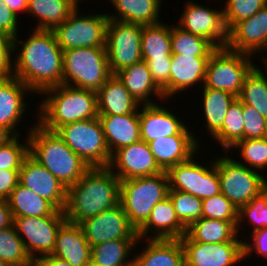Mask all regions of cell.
<instances>
[{"instance_id":"cell-52","label":"cell","mask_w":267,"mask_h":266,"mask_svg":"<svg viewBox=\"0 0 267 266\" xmlns=\"http://www.w3.org/2000/svg\"><path fill=\"white\" fill-rule=\"evenodd\" d=\"M19 183V170L0 169V199H7Z\"/></svg>"},{"instance_id":"cell-21","label":"cell","mask_w":267,"mask_h":266,"mask_svg":"<svg viewBox=\"0 0 267 266\" xmlns=\"http://www.w3.org/2000/svg\"><path fill=\"white\" fill-rule=\"evenodd\" d=\"M267 47V5L250 18L236 23L228 31L226 48L257 56Z\"/></svg>"},{"instance_id":"cell-18","label":"cell","mask_w":267,"mask_h":266,"mask_svg":"<svg viewBox=\"0 0 267 266\" xmlns=\"http://www.w3.org/2000/svg\"><path fill=\"white\" fill-rule=\"evenodd\" d=\"M108 168L120 179L128 180L164 172L157 164L148 143L143 140L116 150Z\"/></svg>"},{"instance_id":"cell-50","label":"cell","mask_w":267,"mask_h":266,"mask_svg":"<svg viewBox=\"0 0 267 266\" xmlns=\"http://www.w3.org/2000/svg\"><path fill=\"white\" fill-rule=\"evenodd\" d=\"M14 38L0 31V78L13 76Z\"/></svg>"},{"instance_id":"cell-49","label":"cell","mask_w":267,"mask_h":266,"mask_svg":"<svg viewBox=\"0 0 267 266\" xmlns=\"http://www.w3.org/2000/svg\"><path fill=\"white\" fill-rule=\"evenodd\" d=\"M246 233L244 236L241 234V239L243 240V249H244V259L247 257L252 258L253 252L257 255V257H263L267 260V227L257 230L253 233ZM244 237V239H243Z\"/></svg>"},{"instance_id":"cell-45","label":"cell","mask_w":267,"mask_h":266,"mask_svg":"<svg viewBox=\"0 0 267 266\" xmlns=\"http://www.w3.org/2000/svg\"><path fill=\"white\" fill-rule=\"evenodd\" d=\"M223 20L229 31L236 23L250 18L267 5V0H225Z\"/></svg>"},{"instance_id":"cell-12","label":"cell","mask_w":267,"mask_h":266,"mask_svg":"<svg viewBox=\"0 0 267 266\" xmlns=\"http://www.w3.org/2000/svg\"><path fill=\"white\" fill-rule=\"evenodd\" d=\"M141 33V24L109 19L106 50L111 74L142 60Z\"/></svg>"},{"instance_id":"cell-35","label":"cell","mask_w":267,"mask_h":266,"mask_svg":"<svg viewBox=\"0 0 267 266\" xmlns=\"http://www.w3.org/2000/svg\"><path fill=\"white\" fill-rule=\"evenodd\" d=\"M13 217H41L53 215L57 209L35 192L18 183L7 198Z\"/></svg>"},{"instance_id":"cell-13","label":"cell","mask_w":267,"mask_h":266,"mask_svg":"<svg viewBox=\"0 0 267 266\" xmlns=\"http://www.w3.org/2000/svg\"><path fill=\"white\" fill-rule=\"evenodd\" d=\"M66 221L64 211L41 217H13V225L32 259L52 255L56 235Z\"/></svg>"},{"instance_id":"cell-9","label":"cell","mask_w":267,"mask_h":266,"mask_svg":"<svg viewBox=\"0 0 267 266\" xmlns=\"http://www.w3.org/2000/svg\"><path fill=\"white\" fill-rule=\"evenodd\" d=\"M223 153L215 156L221 193L239 209L261 194L264 175L238 163L232 152Z\"/></svg>"},{"instance_id":"cell-6","label":"cell","mask_w":267,"mask_h":266,"mask_svg":"<svg viewBox=\"0 0 267 266\" xmlns=\"http://www.w3.org/2000/svg\"><path fill=\"white\" fill-rule=\"evenodd\" d=\"M111 75L106 47L63 51V84L97 92Z\"/></svg>"},{"instance_id":"cell-57","label":"cell","mask_w":267,"mask_h":266,"mask_svg":"<svg viewBox=\"0 0 267 266\" xmlns=\"http://www.w3.org/2000/svg\"><path fill=\"white\" fill-rule=\"evenodd\" d=\"M24 266H44L38 259H31Z\"/></svg>"},{"instance_id":"cell-4","label":"cell","mask_w":267,"mask_h":266,"mask_svg":"<svg viewBox=\"0 0 267 266\" xmlns=\"http://www.w3.org/2000/svg\"><path fill=\"white\" fill-rule=\"evenodd\" d=\"M29 154L65 187H70L90 169L55 132L43 128L37 122L27 127Z\"/></svg>"},{"instance_id":"cell-38","label":"cell","mask_w":267,"mask_h":266,"mask_svg":"<svg viewBox=\"0 0 267 266\" xmlns=\"http://www.w3.org/2000/svg\"><path fill=\"white\" fill-rule=\"evenodd\" d=\"M212 138L225 152L244 139L243 103L238 98L229 106L221 129Z\"/></svg>"},{"instance_id":"cell-15","label":"cell","mask_w":267,"mask_h":266,"mask_svg":"<svg viewBox=\"0 0 267 266\" xmlns=\"http://www.w3.org/2000/svg\"><path fill=\"white\" fill-rule=\"evenodd\" d=\"M90 246L117 239H139L121 204L79 223Z\"/></svg>"},{"instance_id":"cell-34","label":"cell","mask_w":267,"mask_h":266,"mask_svg":"<svg viewBox=\"0 0 267 266\" xmlns=\"http://www.w3.org/2000/svg\"><path fill=\"white\" fill-rule=\"evenodd\" d=\"M236 225L237 221L202 217L187 228L186 235L192 241L200 243L243 242L237 234Z\"/></svg>"},{"instance_id":"cell-25","label":"cell","mask_w":267,"mask_h":266,"mask_svg":"<svg viewBox=\"0 0 267 266\" xmlns=\"http://www.w3.org/2000/svg\"><path fill=\"white\" fill-rule=\"evenodd\" d=\"M138 243L142 244L143 249L141 251V248L135 247V250H140L134 251L133 266H185L184 250L180 239L139 238Z\"/></svg>"},{"instance_id":"cell-14","label":"cell","mask_w":267,"mask_h":266,"mask_svg":"<svg viewBox=\"0 0 267 266\" xmlns=\"http://www.w3.org/2000/svg\"><path fill=\"white\" fill-rule=\"evenodd\" d=\"M183 12L175 22L183 30L202 36L216 48H224L228 42V31L223 20V7L213 9L202 3L187 0Z\"/></svg>"},{"instance_id":"cell-30","label":"cell","mask_w":267,"mask_h":266,"mask_svg":"<svg viewBox=\"0 0 267 266\" xmlns=\"http://www.w3.org/2000/svg\"><path fill=\"white\" fill-rule=\"evenodd\" d=\"M115 7L114 13H107L109 19L141 25L161 22V7L164 0H107Z\"/></svg>"},{"instance_id":"cell-32","label":"cell","mask_w":267,"mask_h":266,"mask_svg":"<svg viewBox=\"0 0 267 266\" xmlns=\"http://www.w3.org/2000/svg\"><path fill=\"white\" fill-rule=\"evenodd\" d=\"M78 6L75 0H28L27 14L38 20L33 29L53 30Z\"/></svg>"},{"instance_id":"cell-46","label":"cell","mask_w":267,"mask_h":266,"mask_svg":"<svg viewBox=\"0 0 267 266\" xmlns=\"http://www.w3.org/2000/svg\"><path fill=\"white\" fill-rule=\"evenodd\" d=\"M202 217L222 220L237 221L238 209L222 193L202 200Z\"/></svg>"},{"instance_id":"cell-28","label":"cell","mask_w":267,"mask_h":266,"mask_svg":"<svg viewBox=\"0 0 267 266\" xmlns=\"http://www.w3.org/2000/svg\"><path fill=\"white\" fill-rule=\"evenodd\" d=\"M111 155L118 149L141 140L139 109L125 115L98 116Z\"/></svg>"},{"instance_id":"cell-29","label":"cell","mask_w":267,"mask_h":266,"mask_svg":"<svg viewBox=\"0 0 267 266\" xmlns=\"http://www.w3.org/2000/svg\"><path fill=\"white\" fill-rule=\"evenodd\" d=\"M96 94L98 116L130 114L141 106L116 74H112Z\"/></svg>"},{"instance_id":"cell-42","label":"cell","mask_w":267,"mask_h":266,"mask_svg":"<svg viewBox=\"0 0 267 266\" xmlns=\"http://www.w3.org/2000/svg\"><path fill=\"white\" fill-rule=\"evenodd\" d=\"M21 136H0V169L20 170L24 159L29 155L28 135L20 139Z\"/></svg>"},{"instance_id":"cell-10","label":"cell","mask_w":267,"mask_h":266,"mask_svg":"<svg viewBox=\"0 0 267 266\" xmlns=\"http://www.w3.org/2000/svg\"><path fill=\"white\" fill-rule=\"evenodd\" d=\"M253 57L226 47L217 48L208 60L204 86L225 90L238 97L245 77L257 63Z\"/></svg>"},{"instance_id":"cell-31","label":"cell","mask_w":267,"mask_h":266,"mask_svg":"<svg viewBox=\"0 0 267 266\" xmlns=\"http://www.w3.org/2000/svg\"><path fill=\"white\" fill-rule=\"evenodd\" d=\"M198 91H201V120L207 129L205 133L213 137L221 129L228 108L237 97L225 90L207 88L204 85Z\"/></svg>"},{"instance_id":"cell-23","label":"cell","mask_w":267,"mask_h":266,"mask_svg":"<svg viewBox=\"0 0 267 266\" xmlns=\"http://www.w3.org/2000/svg\"><path fill=\"white\" fill-rule=\"evenodd\" d=\"M186 231L187 228L176 215L173 202L167 196L153 207L137 234L142 239H181Z\"/></svg>"},{"instance_id":"cell-54","label":"cell","mask_w":267,"mask_h":266,"mask_svg":"<svg viewBox=\"0 0 267 266\" xmlns=\"http://www.w3.org/2000/svg\"><path fill=\"white\" fill-rule=\"evenodd\" d=\"M3 3L19 17L22 13H27L28 0H2Z\"/></svg>"},{"instance_id":"cell-47","label":"cell","mask_w":267,"mask_h":266,"mask_svg":"<svg viewBox=\"0 0 267 266\" xmlns=\"http://www.w3.org/2000/svg\"><path fill=\"white\" fill-rule=\"evenodd\" d=\"M244 139H261L267 137V118L252 106L243 104Z\"/></svg>"},{"instance_id":"cell-1","label":"cell","mask_w":267,"mask_h":266,"mask_svg":"<svg viewBox=\"0 0 267 266\" xmlns=\"http://www.w3.org/2000/svg\"><path fill=\"white\" fill-rule=\"evenodd\" d=\"M31 30L24 41L20 34L14 38L13 76L39 96L63 84V50L52 30Z\"/></svg>"},{"instance_id":"cell-11","label":"cell","mask_w":267,"mask_h":266,"mask_svg":"<svg viewBox=\"0 0 267 266\" xmlns=\"http://www.w3.org/2000/svg\"><path fill=\"white\" fill-rule=\"evenodd\" d=\"M197 157L198 155H194L190 160L172 166L166 171L169 190L188 193L201 200L220 194L221 187L215 157L205 161V164L198 161Z\"/></svg>"},{"instance_id":"cell-3","label":"cell","mask_w":267,"mask_h":266,"mask_svg":"<svg viewBox=\"0 0 267 266\" xmlns=\"http://www.w3.org/2000/svg\"><path fill=\"white\" fill-rule=\"evenodd\" d=\"M41 96L35 119L47 130L56 132L66 124L98 117L95 91L61 84L45 90Z\"/></svg>"},{"instance_id":"cell-2","label":"cell","mask_w":267,"mask_h":266,"mask_svg":"<svg viewBox=\"0 0 267 266\" xmlns=\"http://www.w3.org/2000/svg\"><path fill=\"white\" fill-rule=\"evenodd\" d=\"M121 180L108 167L90 168L67 188L66 221L79 224L119 204Z\"/></svg>"},{"instance_id":"cell-40","label":"cell","mask_w":267,"mask_h":266,"mask_svg":"<svg viewBox=\"0 0 267 266\" xmlns=\"http://www.w3.org/2000/svg\"><path fill=\"white\" fill-rule=\"evenodd\" d=\"M237 151L240 160L235 159L238 163L247 166L253 170L261 172L267 169V137L261 139H242L238 141L228 152ZM242 159V160H241Z\"/></svg>"},{"instance_id":"cell-59","label":"cell","mask_w":267,"mask_h":266,"mask_svg":"<svg viewBox=\"0 0 267 266\" xmlns=\"http://www.w3.org/2000/svg\"><path fill=\"white\" fill-rule=\"evenodd\" d=\"M0 266H8V265L0 259Z\"/></svg>"},{"instance_id":"cell-20","label":"cell","mask_w":267,"mask_h":266,"mask_svg":"<svg viewBox=\"0 0 267 266\" xmlns=\"http://www.w3.org/2000/svg\"><path fill=\"white\" fill-rule=\"evenodd\" d=\"M19 183L49 201L57 210L64 211L67 187L30 154L19 170Z\"/></svg>"},{"instance_id":"cell-36","label":"cell","mask_w":267,"mask_h":266,"mask_svg":"<svg viewBox=\"0 0 267 266\" xmlns=\"http://www.w3.org/2000/svg\"><path fill=\"white\" fill-rule=\"evenodd\" d=\"M141 53L142 59L172 58L171 24L142 25Z\"/></svg>"},{"instance_id":"cell-43","label":"cell","mask_w":267,"mask_h":266,"mask_svg":"<svg viewBox=\"0 0 267 266\" xmlns=\"http://www.w3.org/2000/svg\"><path fill=\"white\" fill-rule=\"evenodd\" d=\"M245 222L247 223V226H250L251 228L252 232H248L249 234L267 227V199L262 193L248 204L241 206L238 209V220L236 225L238 236L240 235L239 232L246 227Z\"/></svg>"},{"instance_id":"cell-17","label":"cell","mask_w":267,"mask_h":266,"mask_svg":"<svg viewBox=\"0 0 267 266\" xmlns=\"http://www.w3.org/2000/svg\"><path fill=\"white\" fill-rule=\"evenodd\" d=\"M27 95L32 96V91L18 78H0V136L21 135L18 125L30 107Z\"/></svg>"},{"instance_id":"cell-48","label":"cell","mask_w":267,"mask_h":266,"mask_svg":"<svg viewBox=\"0 0 267 266\" xmlns=\"http://www.w3.org/2000/svg\"><path fill=\"white\" fill-rule=\"evenodd\" d=\"M172 58L142 59L148 65L156 85L162 90L165 100L170 98V67Z\"/></svg>"},{"instance_id":"cell-55","label":"cell","mask_w":267,"mask_h":266,"mask_svg":"<svg viewBox=\"0 0 267 266\" xmlns=\"http://www.w3.org/2000/svg\"><path fill=\"white\" fill-rule=\"evenodd\" d=\"M38 260L44 265V266H72L69 262H67L64 259H61L54 255H47L43 256L41 258H38Z\"/></svg>"},{"instance_id":"cell-8","label":"cell","mask_w":267,"mask_h":266,"mask_svg":"<svg viewBox=\"0 0 267 266\" xmlns=\"http://www.w3.org/2000/svg\"><path fill=\"white\" fill-rule=\"evenodd\" d=\"M78 6L70 16L57 25L54 32L61 49H76L84 47H106L107 12L92 13L82 11Z\"/></svg>"},{"instance_id":"cell-39","label":"cell","mask_w":267,"mask_h":266,"mask_svg":"<svg viewBox=\"0 0 267 266\" xmlns=\"http://www.w3.org/2000/svg\"><path fill=\"white\" fill-rule=\"evenodd\" d=\"M172 55L183 54L195 57H210L217 49L206 38L189 33L176 23L171 24Z\"/></svg>"},{"instance_id":"cell-33","label":"cell","mask_w":267,"mask_h":266,"mask_svg":"<svg viewBox=\"0 0 267 266\" xmlns=\"http://www.w3.org/2000/svg\"><path fill=\"white\" fill-rule=\"evenodd\" d=\"M138 239H117L91 247L90 266H133Z\"/></svg>"},{"instance_id":"cell-56","label":"cell","mask_w":267,"mask_h":266,"mask_svg":"<svg viewBox=\"0 0 267 266\" xmlns=\"http://www.w3.org/2000/svg\"><path fill=\"white\" fill-rule=\"evenodd\" d=\"M262 195L267 199V177L264 175L262 180Z\"/></svg>"},{"instance_id":"cell-58","label":"cell","mask_w":267,"mask_h":266,"mask_svg":"<svg viewBox=\"0 0 267 266\" xmlns=\"http://www.w3.org/2000/svg\"><path fill=\"white\" fill-rule=\"evenodd\" d=\"M265 52V53H264ZM266 53H267V47L264 49V51L261 53L262 55H258V58H259V56L261 57V62L263 63V64H267V55H266ZM264 54V55H263ZM263 57V58H262Z\"/></svg>"},{"instance_id":"cell-61","label":"cell","mask_w":267,"mask_h":266,"mask_svg":"<svg viewBox=\"0 0 267 266\" xmlns=\"http://www.w3.org/2000/svg\"><path fill=\"white\" fill-rule=\"evenodd\" d=\"M263 67H264V68H263ZM263 67L261 66V68H262V69H265V70H266V72H267V64H264V66H263Z\"/></svg>"},{"instance_id":"cell-44","label":"cell","mask_w":267,"mask_h":266,"mask_svg":"<svg viewBox=\"0 0 267 266\" xmlns=\"http://www.w3.org/2000/svg\"><path fill=\"white\" fill-rule=\"evenodd\" d=\"M168 196L177 217L186 228L202 218V200L198 197L178 190H169Z\"/></svg>"},{"instance_id":"cell-5","label":"cell","mask_w":267,"mask_h":266,"mask_svg":"<svg viewBox=\"0 0 267 266\" xmlns=\"http://www.w3.org/2000/svg\"><path fill=\"white\" fill-rule=\"evenodd\" d=\"M169 189L166 171L152 176L121 180L119 203L136 230L147 221L153 207L168 196Z\"/></svg>"},{"instance_id":"cell-16","label":"cell","mask_w":267,"mask_h":266,"mask_svg":"<svg viewBox=\"0 0 267 266\" xmlns=\"http://www.w3.org/2000/svg\"><path fill=\"white\" fill-rule=\"evenodd\" d=\"M180 241L185 266H240L244 260L243 242L200 243L186 234Z\"/></svg>"},{"instance_id":"cell-27","label":"cell","mask_w":267,"mask_h":266,"mask_svg":"<svg viewBox=\"0 0 267 266\" xmlns=\"http://www.w3.org/2000/svg\"><path fill=\"white\" fill-rule=\"evenodd\" d=\"M116 75L139 104H156L159 100L165 101L163 92L154 82L145 61L141 60L123 68Z\"/></svg>"},{"instance_id":"cell-53","label":"cell","mask_w":267,"mask_h":266,"mask_svg":"<svg viewBox=\"0 0 267 266\" xmlns=\"http://www.w3.org/2000/svg\"><path fill=\"white\" fill-rule=\"evenodd\" d=\"M13 224V216L7 199H0V230Z\"/></svg>"},{"instance_id":"cell-7","label":"cell","mask_w":267,"mask_h":266,"mask_svg":"<svg viewBox=\"0 0 267 266\" xmlns=\"http://www.w3.org/2000/svg\"><path fill=\"white\" fill-rule=\"evenodd\" d=\"M56 133L90 168L109 166L112 155L98 117L66 124Z\"/></svg>"},{"instance_id":"cell-51","label":"cell","mask_w":267,"mask_h":266,"mask_svg":"<svg viewBox=\"0 0 267 266\" xmlns=\"http://www.w3.org/2000/svg\"><path fill=\"white\" fill-rule=\"evenodd\" d=\"M20 19L15 15L4 3L0 0V31L8 34L12 38H15L20 31L19 22Z\"/></svg>"},{"instance_id":"cell-22","label":"cell","mask_w":267,"mask_h":266,"mask_svg":"<svg viewBox=\"0 0 267 266\" xmlns=\"http://www.w3.org/2000/svg\"><path fill=\"white\" fill-rule=\"evenodd\" d=\"M168 101L170 99L160 101V104L139 107L140 135L144 142L149 144L160 137L178 135L187 126L188 123L186 120L183 122L182 115L180 118L174 111L172 112L170 105L166 107L165 104H170Z\"/></svg>"},{"instance_id":"cell-37","label":"cell","mask_w":267,"mask_h":266,"mask_svg":"<svg viewBox=\"0 0 267 266\" xmlns=\"http://www.w3.org/2000/svg\"><path fill=\"white\" fill-rule=\"evenodd\" d=\"M260 67L255 65L247 74L237 98L267 118V72Z\"/></svg>"},{"instance_id":"cell-60","label":"cell","mask_w":267,"mask_h":266,"mask_svg":"<svg viewBox=\"0 0 267 266\" xmlns=\"http://www.w3.org/2000/svg\"><path fill=\"white\" fill-rule=\"evenodd\" d=\"M75 1L80 5V4H82V1H84V0H75Z\"/></svg>"},{"instance_id":"cell-41","label":"cell","mask_w":267,"mask_h":266,"mask_svg":"<svg viewBox=\"0 0 267 266\" xmlns=\"http://www.w3.org/2000/svg\"><path fill=\"white\" fill-rule=\"evenodd\" d=\"M0 259L8 266H24L32 259L13 224L0 230Z\"/></svg>"},{"instance_id":"cell-26","label":"cell","mask_w":267,"mask_h":266,"mask_svg":"<svg viewBox=\"0 0 267 266\" xmlns=\"http://www.w3.org/2000/svg\"><path fill=\"white\" fill-rule=\"evenodd\" d=\"M52 255L72 266H90L91 246L79 224L65 221L58 229Z\"/></svg>"},{"instance_id":"cell-24","label":"cell","mask_w":267,"mask_h":266,"mask_svg":"<svg viewBox=\"0 0 267 266\" xmlns=\"http://www.w3.org/2000/svg\"><path fill=\"white\" fill-rule=\"evenodd\" d=\"M210 57H195L192 55H172L170 67V99L176 94L186 95L187 91L201 88L204 85L206 67ZM198 84L199 87H198ZM190 89V90H189ZM186 91V92H185ZM176 96V97H175Z\"/></svg>"},{"instance_id":"cell-19","label":"cell","mask_w":267,"mask_h":266,"mask_svg":"<svg viewBox=\"0 0 267 266\" xmlns=\"http://www.w3.org/2000/svg\"><path fill=\"white\" fill-rule=\"evenodd\" d=\"M190 124H187L178 135L160 137L149 143L151 152L163 171L190 160L197 153L199 155L202 142L199 140L200 136L195 135V129H190Z\"/></svg>"}]
</instances>
